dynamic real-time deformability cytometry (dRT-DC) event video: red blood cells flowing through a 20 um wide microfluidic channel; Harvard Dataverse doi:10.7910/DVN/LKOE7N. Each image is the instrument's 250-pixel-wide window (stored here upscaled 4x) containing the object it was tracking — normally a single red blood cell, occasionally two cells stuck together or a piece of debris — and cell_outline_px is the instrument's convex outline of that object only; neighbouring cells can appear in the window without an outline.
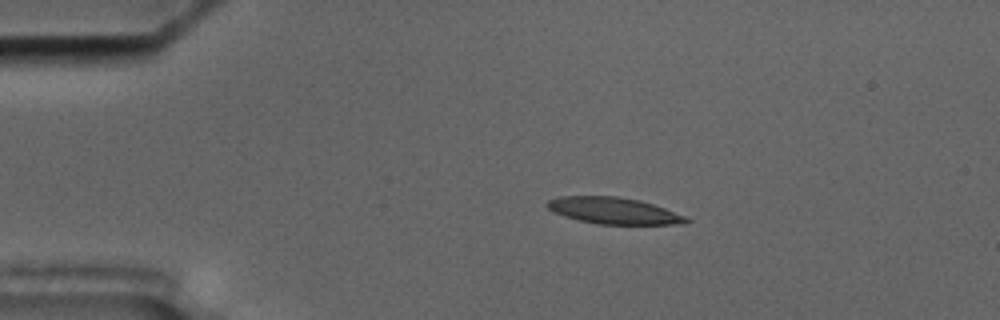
{"species": "common noctule bat (a hibernating species)", "species_latin": "Nyctalus noctula", "temperature_condition": "cold", "stored_images_in_passage": 4, "camera_frame_rate_fps": 3000, "um_per_image_px": 0.085, "animal": {"sex": "male", "body_mass_g": 17.5, "forearm_length_mm": 52.3}, "frame": {"image": 1, "passage_image": 2, "time_ms": 2.0, "image_size_px": [1000, 320], "cell_outline_px": [[692, 220], [688, 224], [596, 224], [564, 216], [548, 208], [544, 204], [548, 200], [560, 196], [616, 196], [640, 200], [664, 208], [684, 216]], "centroid_in_image_um": [52.17, 17.91], "position_along_channel_um": 32.8, "area_um2": 21.39}}
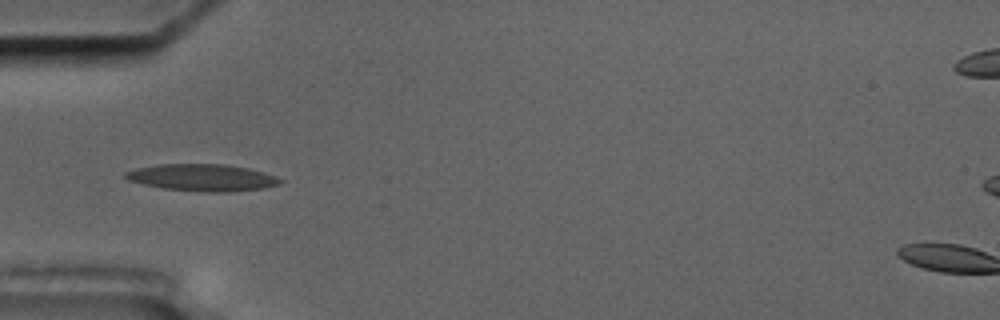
{"frame": {"image": 2, "passage_image": 4, "time_ms": 4.333, "image_size_px": [1000, 320], "cell_outline_px": [[284, 180], [280, 184], [264, 188], [228, 192], [208, 192], [164, 188], [144, 184], [128, 180], [124, 176], [124, 172], [136, 168], [156, 164], [224, 164], [248, 168], [264, 172], [276, 176]], "centroid_in_image_um": [17.21, 15.09], "position_along_channel_um": 67.8, "area_um2": 24.28}}